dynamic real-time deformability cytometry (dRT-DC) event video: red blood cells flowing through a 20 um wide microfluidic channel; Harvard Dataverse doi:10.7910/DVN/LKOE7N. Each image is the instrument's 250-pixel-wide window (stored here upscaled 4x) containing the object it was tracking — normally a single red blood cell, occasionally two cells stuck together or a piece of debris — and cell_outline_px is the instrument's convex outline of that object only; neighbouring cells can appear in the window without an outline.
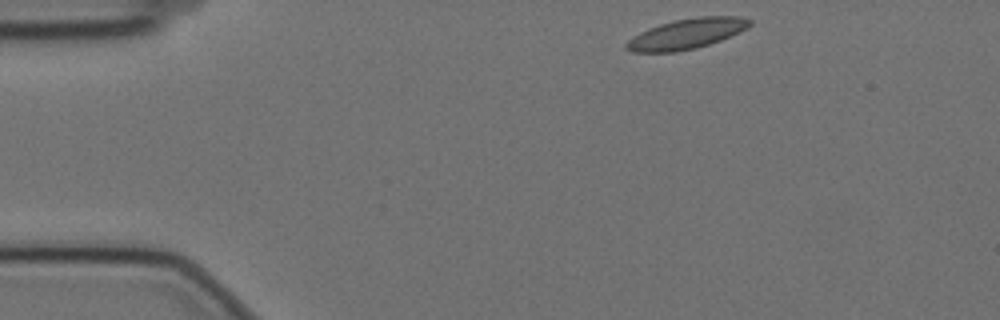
{"species": "Egyptian fruit bat (a non-hibernating species)", "species_latin": "Rousettus aegyptiacus", "temperature_condition": "cold", "stored_images_in_passage": 43, "camera_frame_rate_fps": 3000, "um_per_image_px": 0.085, "animal": {"sex": "female"}, "frame": {"image": 1, "passage_image": 1, "time_ms": 0.0, "image_size_px": [1000, 320], "cell_outline_px": [[752, 24], [748, 28], [720, 40], [696, 48], [676, 52], [632, 52], [624, 48], [624, 44], [632, 36], [648, 28], [660, 24], [676, 20], [700, 16], [740, 16], [752, 20]], "centroid_in_image_um": [58.34, 2.87], "position_along_channel_um": 26.7, "area_um2": 21.79}}
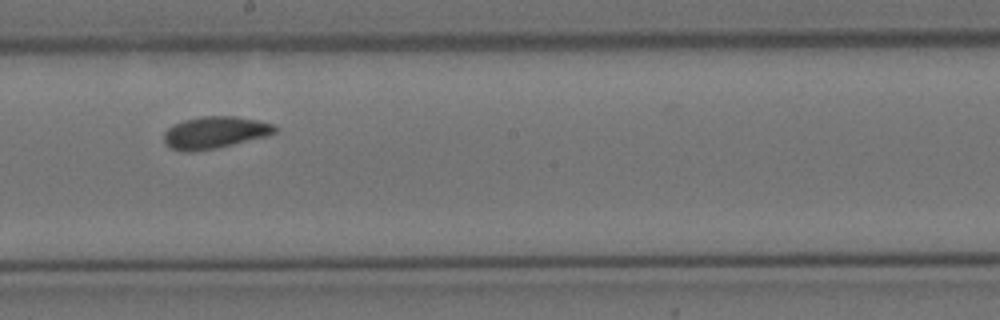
{"frame": {"image": 2, "passage_image": 24, "time_ms": 7.667, "image_size_px": [1000, 320], "cell_outline_px": [[276, 132], [268, 136], [216, 148], [192, 152], [184, 152], [172, 148], [164, 144], [164, 132], [172, 124], [184, 120], [200, 116], [236, 116], [256, 120], [272, 124], [276, 128]], "centroid_in_image_um": [18.22, 11.26], "position_along_channel_um": 230.0, "area_um2": 20.75}}
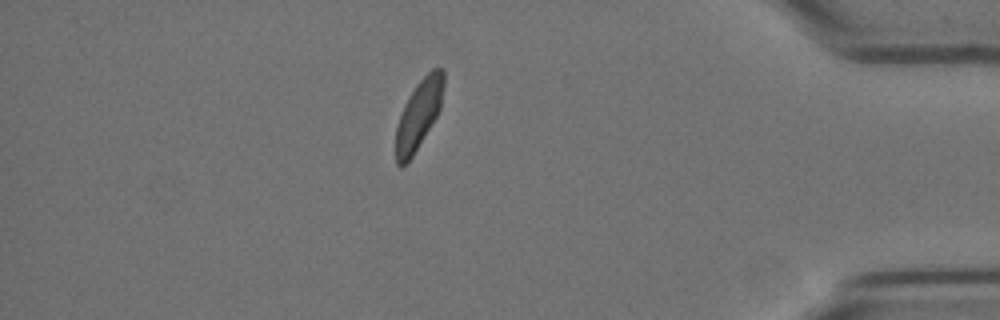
{"frame": {"image": 3, "passage_image": 42, "time_ms": 13.667, "image_size_px": [1000, 320], "cell_outline_px": [[444, 84], [440, 108], [436, 116], [412, 156], [400, 168], [396, 164], [396, 128], [404, 104], [416, 84], [432, 68], [444, 68]], "centroid_in_image_um": [35.59, 9.7], "position_along_channel_um": 399.6, "area_um2": 18.9}}